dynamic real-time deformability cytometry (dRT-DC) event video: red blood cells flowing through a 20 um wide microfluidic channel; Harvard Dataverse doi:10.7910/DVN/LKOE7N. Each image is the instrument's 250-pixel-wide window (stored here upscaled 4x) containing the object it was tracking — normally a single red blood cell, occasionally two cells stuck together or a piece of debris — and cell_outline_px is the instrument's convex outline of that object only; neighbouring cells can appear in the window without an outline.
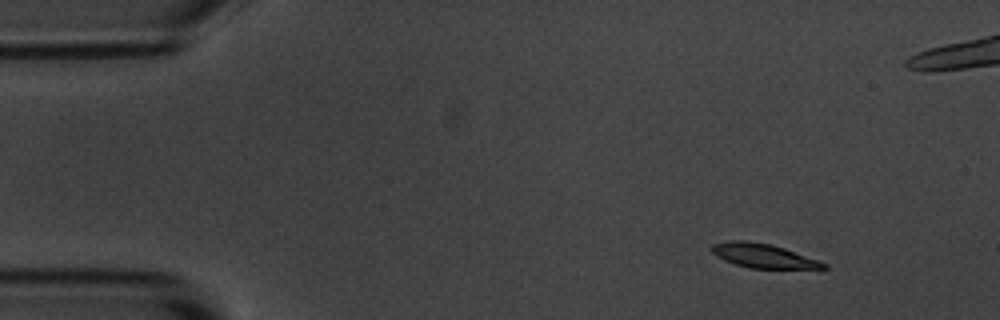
{"species": "common noctule bat (a hibernating species)", "species_latin": "Nyctalus noctula", "temperature_condition": "room temperature", "stored_images_in_passage": 10, "camera_frame_rate_fps": 3000, "um_per_image_px": 0.085, "animal": {"sex": "male", "body_mass_g": 20.1, "forearm_length_mm": 53.5}, "frame": {"image": 1, "passage_image": 1, "time_ms": 0.0, "image_size_px": [1000, 320], "cell_outline_px": [[828, 268], [748, 268], [724, 260], [716, 256], [712, 252], [712, 244], [728, 240], [748, 240], [772, 244], [784, 248], [828, 264]], "centroid_in_image_um": [64.83, 21.72], "position_along_channel_um": 20.2, "area_um2": 15.61}}
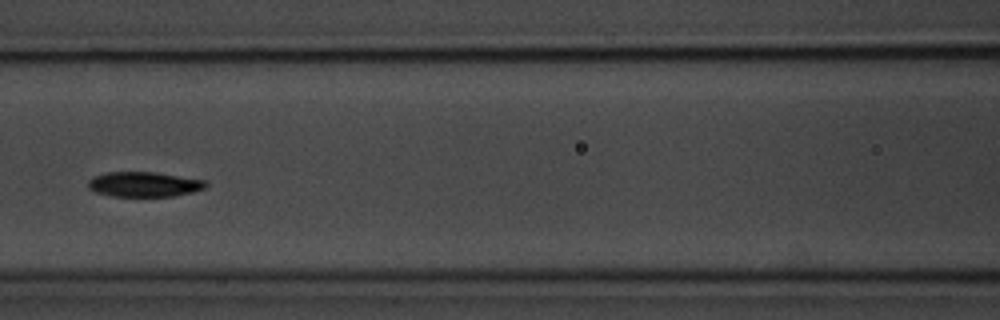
{"frame": {"image": 2, "passage_image": 6, "time_ms": 6.0, "image_size_px": [1000, 320], "cell_outline_px": [[208, 184], [204, 188], [192, 192], [172, 196], [112, 196], [96, 192], [88, 188], [88, 180], [92, 176], [108, 172], [156, 172], [208, 180]], "centroid_in_image_um": [12.25, 15.65], "position_along_channel_um": 154.3, "area_um2": 17.22}}
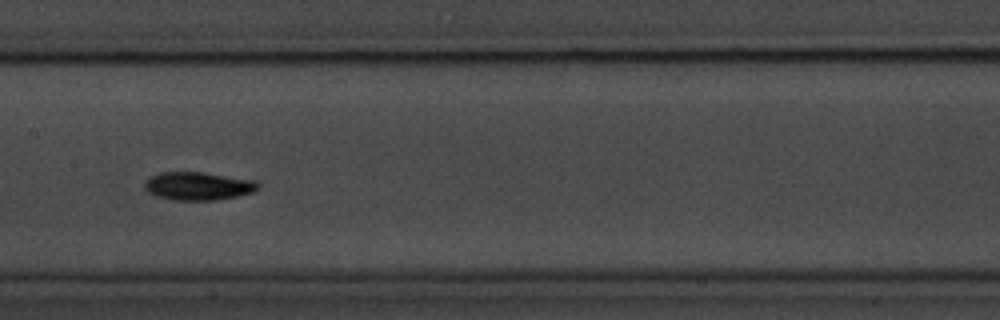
{"frame": {"image": 3, "passage_image": 7, "time_ms": 7.0, "image_size_px": [1000, 320], "cell_outline_px": [[260, 188], [252, 192], [236, 196], [216, 200], [172, 200], [156, 196], [148, 192], [144, 188], [144, 184], [148, 176], [160, 172], [204, 172], [256, 180], [260, 184]], "centroid_in_image_um": [16.83, 15.8], "position_along_channel_um": 190.6, "area_um2": 18.84}}